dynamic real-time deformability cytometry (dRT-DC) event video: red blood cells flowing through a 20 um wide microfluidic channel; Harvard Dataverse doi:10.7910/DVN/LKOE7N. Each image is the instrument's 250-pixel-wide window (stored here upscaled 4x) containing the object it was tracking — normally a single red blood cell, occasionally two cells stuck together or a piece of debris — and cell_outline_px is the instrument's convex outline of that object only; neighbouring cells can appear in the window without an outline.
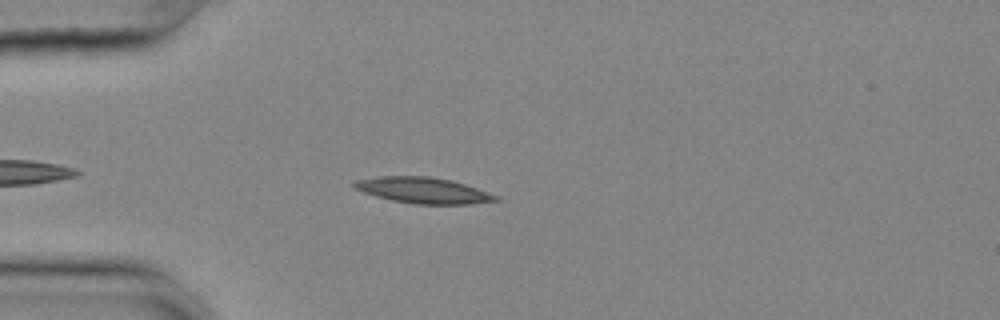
{"species": "common noctule bat (a hibernating species)", "species_latin": "Nyctalus noctula", "temperature_condition": "cold", "stored_images_in_passage": 42, "camera_frame_rate_fps": 3000, "um_per_image_px": 0.085, "animal": {"sex": "female", "body_mass_g": 25.1}, "frame": {"image": 1, "passage_image": 2, "time_ms": 0.333, "image_size_px": [1000, 320], "cell_outline_px": [[500, 200], [472, 204], [416, 204], [392, 200], [376, 196], [364, 192], [356, 188], [352, 184], [356, 180], [380, 176], [428, 176], [452, 180], [500, 196]], "centroid_in_image_um": [36.01, 16.18], "position_along_channel_um": 49.0, "area_um2": 21.27}}
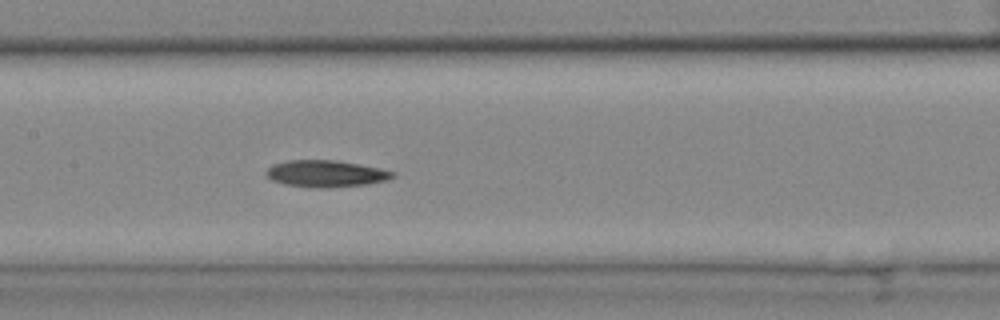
{"frame": {"image": 2, "passage_image": 14, "time_ms": 4.333, "image_size_px": [1000, 320], "cell_outline_px": [[396, 176], [388, 180], [368, 184], [324, 188], [320, 188], [284, 184], [272, 180], [264, 172], [272, 164], [288, 160], [336, 160], [380, 168], [396, 172]], "centroid_in_image_um": [27.72, 14.75], "position_along_channel_um": 179.7, "area_um2": 19.77}}
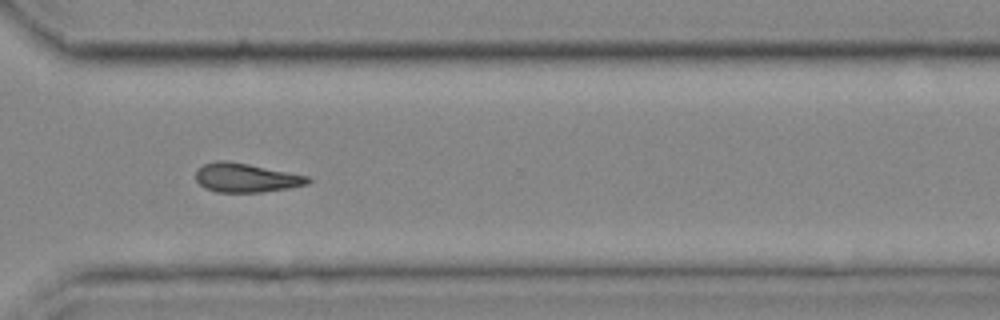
{"frame": {"image": 3, "passage_image": 28, "time_ms": 9.0, "image_size_px": [1000, 320], "cell_outline_px": [[312, 180], [308, 184], [288, 188], [260, 192], [216, 192], [204, 188], [196, 180], [196, 168], [204, 164], [216, 160], [228, 160], [308, 176]], "centroid_in_image_um": [20.87, 15.1], "position_along_channel_um": 349.7, "area_um2": 18.96}}